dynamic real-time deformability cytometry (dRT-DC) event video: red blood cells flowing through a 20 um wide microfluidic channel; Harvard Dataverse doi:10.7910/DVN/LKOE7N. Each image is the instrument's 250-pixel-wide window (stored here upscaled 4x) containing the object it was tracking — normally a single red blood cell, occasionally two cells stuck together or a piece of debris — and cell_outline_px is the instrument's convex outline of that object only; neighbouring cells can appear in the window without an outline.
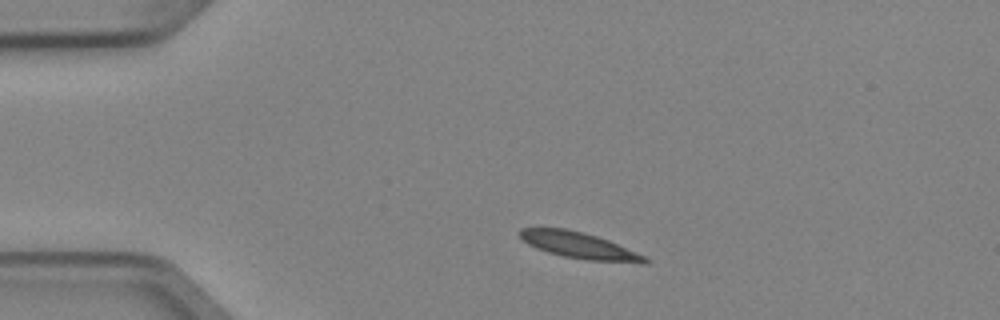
{"species": "Egyptian fruit bat (a non-hibernating species)", "species_latin": "Rousettus aegyptiacus", "temperature_condition": "cold", "stored_images_in_passage": 2, "camera_frame_rate_fps": 3000, "um_per_image_px": 0.085, "animal": {"sex": "female"}, "frame": {"image": 1, "passage_image": 1, "time_ms": 0.0, "image_size_px": [1000, 320], "cell_outline_px": [[652, 260], [648, 264], [644, 264], [588, 260], [564, 256], [548, 252], [536, 248], [528, 244], [520, 236], [520, 228], [568, 228], [596, 236], [608, 240], [644, 256]], "centroid_in_image_um": [49.27, 20.87], "position_along_channel_um": 35.7, "area_um2": 19.02}}